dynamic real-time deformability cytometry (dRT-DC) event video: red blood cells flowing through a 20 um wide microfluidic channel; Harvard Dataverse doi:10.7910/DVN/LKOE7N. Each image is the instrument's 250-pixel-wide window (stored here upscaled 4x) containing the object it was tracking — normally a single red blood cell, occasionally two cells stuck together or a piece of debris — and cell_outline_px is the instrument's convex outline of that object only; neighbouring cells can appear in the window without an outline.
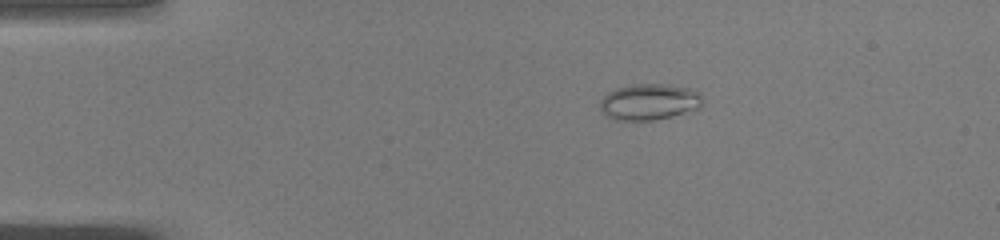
{"species": "common noctule bat (a hibernating species)", "species_latin": "Nyctalus noctula", "temperature_condition": "warm", "stored_images_in_passage": 41, "camera_frame_rate_fps": 3000, "um_per_image_px": 0.085, "animal": {"sex": "male", "body_mass_g": 19.0, "forearm_length_mm": 50.8}, "frame": {"image": 1, "passage_image": 1, "time_ms": 0.0, "image_size_px": [1000, 240], "cell_outline_px": [[700, 108], [672, 116], [656, 120], [616, 120], [608, 116], [600, 108], [600, 100], [608, 92], [616, 88], [636, 84], [668, 84], [688, 88], [700, 92]], "centroid_in_image_um": [55.18, 8.66], "position_along_channel_um": 29.8, "area_um2": 21.44}}
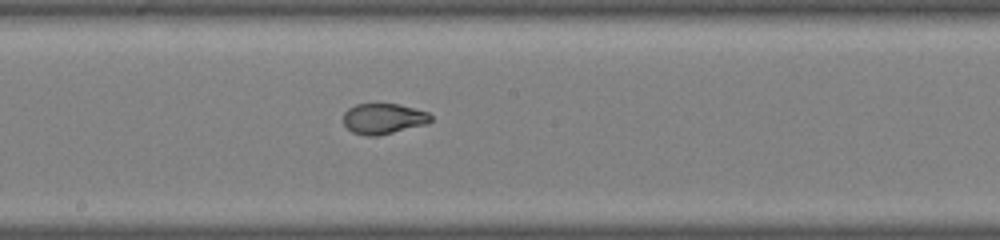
{"frame": {"image": 2, "passage_image": 19, "time_ms": 6.0, "image_size_px": [1000, 240], "cell_outline_px": [[432, 120], [428, 124], [376, 136], [368, 136], [352, 132], [344, 124], [344, 112], [348, 108], [356, 104], [400, 104], [428, 112], [432, 116]], "centroid_in_image_um": [32.61, 10.08], "position_along_channel_um": 215.6, "area_um2": 15.61}}
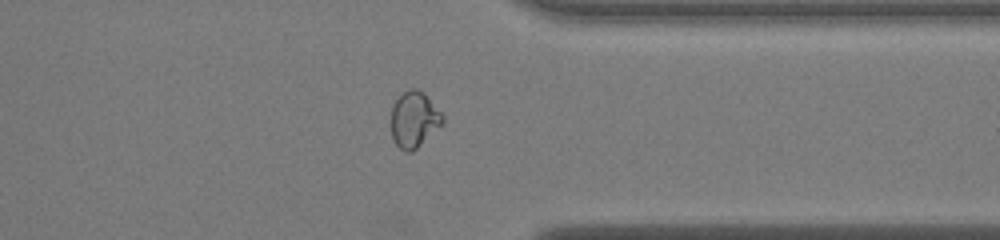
{"frame": {"image": 3, "passage_image": 31, "time_ms": 10.0, "image_size_px": [1000, 240], "cell_outline_px": [[444, 124], [412, 152], [404, 152], [392, 140], [392, 104], [408, 88], [416, 88], [424, 92], [444, 116]], "centroid_in_image_um": [35.22, 10.16], "position_along_channel_um": 376.2, "area_um2": 16.94}}